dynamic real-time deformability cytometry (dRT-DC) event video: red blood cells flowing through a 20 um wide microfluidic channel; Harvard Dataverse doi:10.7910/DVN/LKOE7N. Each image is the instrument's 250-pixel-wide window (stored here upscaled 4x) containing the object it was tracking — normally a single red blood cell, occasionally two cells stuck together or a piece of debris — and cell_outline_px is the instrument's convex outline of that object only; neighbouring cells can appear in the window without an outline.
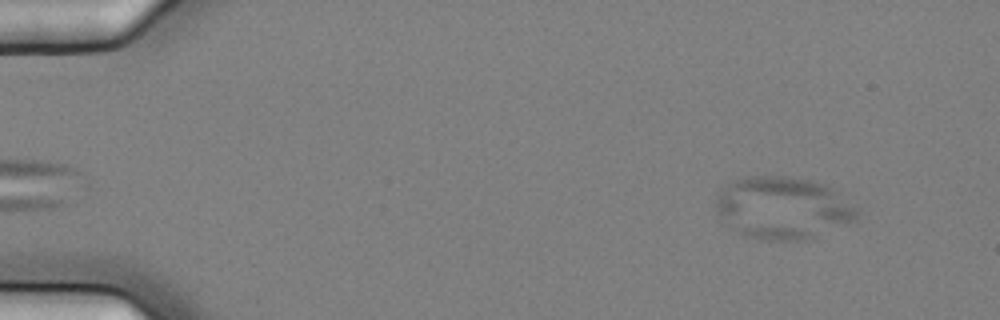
{"species": "common noctule bat (a hibernating species)", "species_latin": "Nyctalus noctula", "temperature_condition": "cold", "stored_images_in_passage": 4, "camera_frame_rate_fps": 3000, "um_per_image_px": 0.085, "animal": {"sex": "female", "body_mass_g": 25.1}, "frame": {"image": 1, "passage_image": 1, "time_ms": 0.0, "image_size_px": [1000, 320], "cell_outline_px": [[860, 212], [856, 220], [812, 240], [760, 240], [744, 236], [728, 228], [716, 212], [716, 196], [720, 188], [732, 180], [744, 176], [788, 176], [812, 180], [824, 184], [840, 192], [856, 204]], "centroid_in_image_um": [66.56, 17.68], "position_along_channel_um": 18.4, "area_um2": 52.77}}